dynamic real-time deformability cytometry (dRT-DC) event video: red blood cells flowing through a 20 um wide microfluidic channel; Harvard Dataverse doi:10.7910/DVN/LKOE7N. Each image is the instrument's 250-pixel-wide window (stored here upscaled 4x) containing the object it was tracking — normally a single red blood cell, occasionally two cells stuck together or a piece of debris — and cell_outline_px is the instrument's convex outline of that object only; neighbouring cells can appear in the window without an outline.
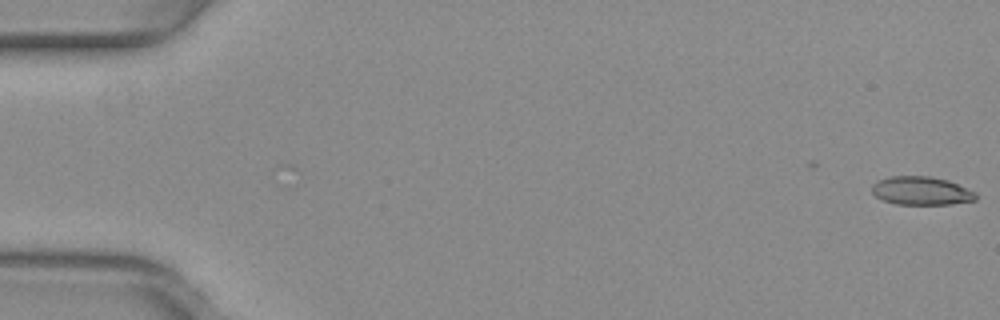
{"species": "common noctule bat (a hibernating species)", "species_latin": "Nyctalus noctula", "temperature_condition": "warm", "stored_images_in_passage": 43, "camera_frame_rate_fps": 3000, "um_per_image_px": 0.085, "animal": {"sex": "female", "body_mass_g": 29.2, "forearm_length_mm": 56.3}, "frame": {"image": 1, "passage_image": 1, "time_ms": 0.0, "image_size_px": [1000, 320], "cell_outline_px": [[976, 200], [952, 204], [896, 204], [884, 200], [876, 196], [872, 192], [872, 184], [876, 180], [888, 176], [932, 176], [948, 180], [976, 192]], "centroid_in_image_um": [78.3, 16.2], "position_along_channel_um": 6.7, "area_um2": 17.28}}
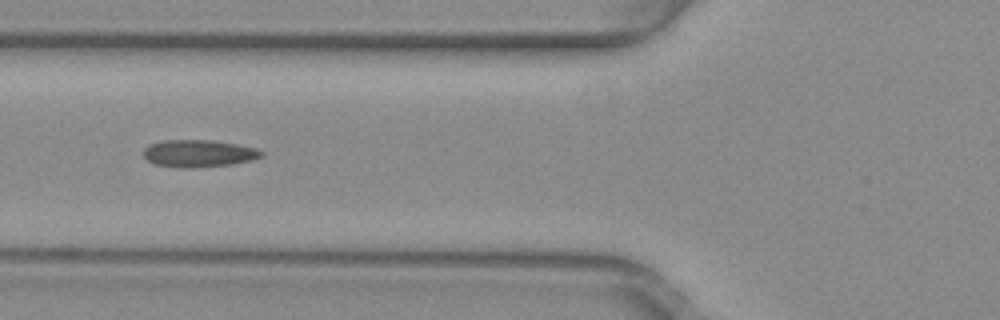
{"frame": {"image": 2, "passage_image": 21, "time_ms": 6.667, "image_size_px": [1000, 320], "cell_outline_px": [[264, 156], [252, 160], [232, 164], [196, 168], [176, 168], [152, 164], [144, 156], [144, 148], [148, 144], [164, 140], [212, 140], [236, 144], [256, 148], [264, 152]], "centroid_in_image_um": [16.87, 13.05], "position_along_channel_um": 108.9, "area_um2": 19.02}}
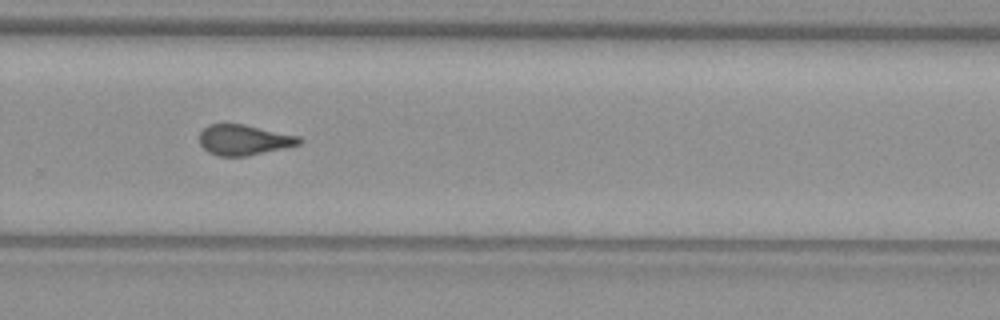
{"frame": {"image": 3, "passage_image": 36, "time_ms": 11.667, "image_size_px": [1000, 320], "cell_outline_px": [[304, 140], [300, 144], [284, 148], [248, 156], [220, 156], [208, 152], [200, 144], [200, 132], [208, 124], [244, 124], [300, 136]], "centroid_in_image_um": [20.76, 11.89], "position_along_channel_um": 309.0, "area_um2": 17.74}, "authors_computed_cell_mechanics": {"area_um2": 18.1492, "velocity_mm_per_s": 4.0025, "shape_relaxation_time_tau1_ms": null, "shape_relaxation_time_tau2_ms": 2.0633, "deformation_change_tau1": null, "deformation_change_tau2": 0.1163}}